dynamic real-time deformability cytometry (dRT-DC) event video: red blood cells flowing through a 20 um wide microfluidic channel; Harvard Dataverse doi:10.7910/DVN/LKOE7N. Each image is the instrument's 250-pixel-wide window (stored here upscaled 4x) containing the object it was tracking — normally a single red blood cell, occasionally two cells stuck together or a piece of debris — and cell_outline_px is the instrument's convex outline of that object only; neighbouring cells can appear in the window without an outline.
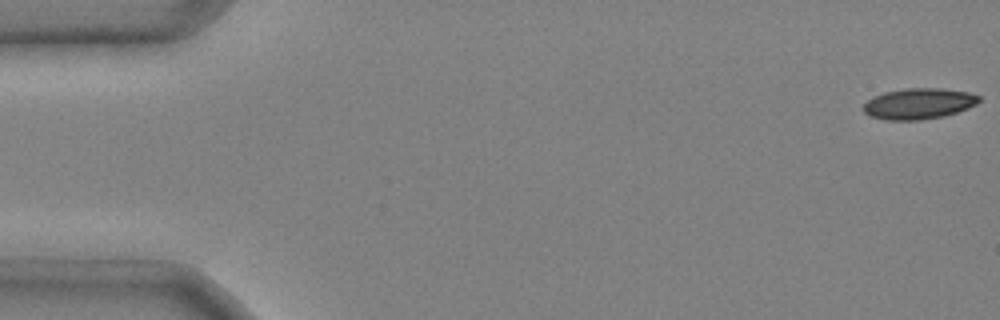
{"species": "common noctule bat (a hibernating species)", "species_latin": "Nyctalus noctula", "temperature_condition": "cold", "stored_images_in_passage": 45, "camera_frame_rate_fps": 3000, "um_per_image_px": 0.085, "animal": {"sex": "male", "body_mass_g": 20.4}, "frame": {"image": 1, "passage_image": 1, "time_ms": 0.0, "image_size_px": [1000, 320], "cell_outline_px": [[980, 100], [976, 104], [968, 108], [944, 116], [920, 120], [884, 120], [868, 116], [864, 112], [864, 104], [872, 96], [884, 92], [904, 88], [940, 88], [968, 92], [980, 96]], "centroid_in_image_um": [78.06, 8.81], "position_along_channel_um": 6.9, "area_um2": 20.92}}
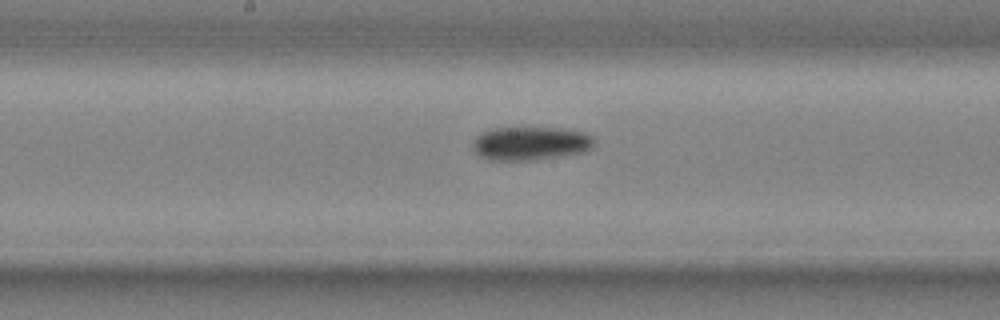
{"frame": {"image": 2, "passage_image": 26, "time_ms": 8.333, "image_size_px": [1000, 320], "cell_outline_px": [[592, 148], [584, 152], [532, 160], [488, 160], [480, 156], [472, 148], [476, 136], [492, 128], [556, 128], [584, 132], [592, 136]], "centroid_in_image_um": [45.07, 12.19], "position_along_channel_um": 203.1, "area_um2": 23.47}}
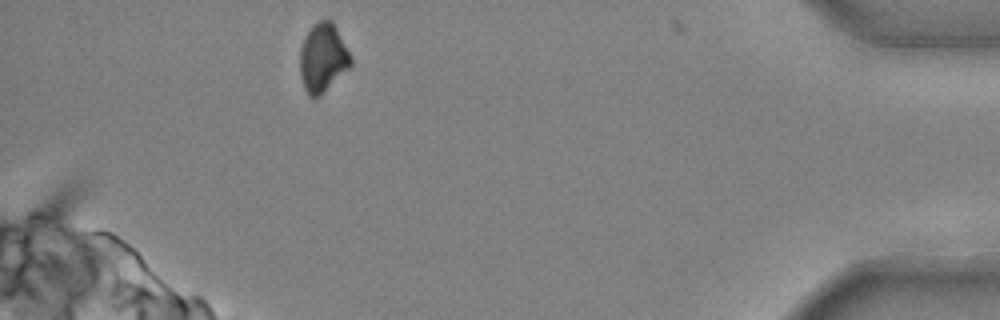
{"frame": {"image": 3, "passage_image": 45, "time_ms": 14.667, "image_size_px": [1000, 320], "cell_outline_px": [[352, 64], [320, 96], [308, 96], [304, 88], [300, 76], [300, 48], [304, 36], [312, 24], [316, 20], [332, 20], [352, 56]], "centroid_in_image_um": [27.43, 4.88], "position_along_channel_um": 407.8, "area_um2": 20.46}, "authors_computed_cell_mechanics": {"area_um2": 22.3686, "velocity_mm_per_s": 3.9924, "shape_relaxation_time_tau1_ms": 6.5451, "shape_relaxation_time_tau2_ms": null, "deformation_change_tau1": 0.1435, "deformation_change_tau2": null}}